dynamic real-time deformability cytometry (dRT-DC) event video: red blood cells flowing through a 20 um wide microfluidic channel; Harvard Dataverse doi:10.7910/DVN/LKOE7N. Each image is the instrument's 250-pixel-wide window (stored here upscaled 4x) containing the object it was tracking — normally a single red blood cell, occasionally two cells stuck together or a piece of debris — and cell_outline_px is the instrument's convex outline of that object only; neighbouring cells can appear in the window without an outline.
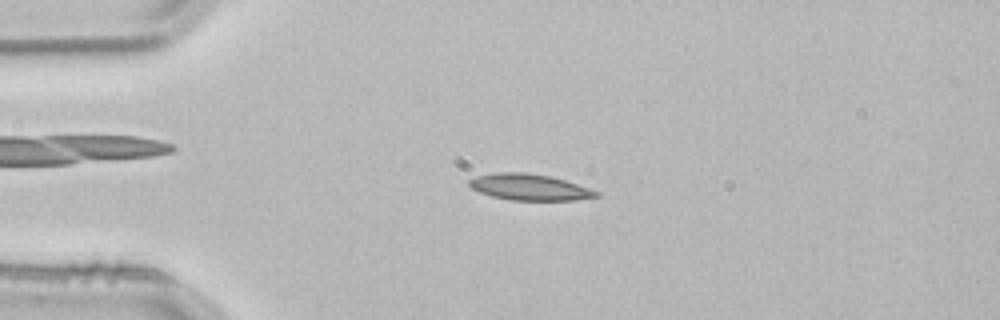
{"species": "common noctule bat (a hibernating species)", "species_latin": "Nyctalus noctula", "temperature_condition": "room temperature", "stored_images_in_passage": 4, "camera_frame_rate_fps": 3000, "um_per_image_px": 0.085, "animal": {"sex": "male", "body_mass_g": 21.5, "forearm_length_mm": 52.0}, "frame": {"image": 1, "passage_image": 3, "time_ms": 0.667, "image_size_px": [1000, 320], "cell_outline_px": [[600, 196], [576, 200], [512, 200], [492, 196], [480, 192], [472, 188], [468, 184], [468, 180], [476, 176], [496, 172], [524, 172], [548, 176], [564, 180], [600, 192]], "centroid_in_image_um": [44.99, 15.91], "position_along_channel_um": 40.0, "area_um2": 19.25}}
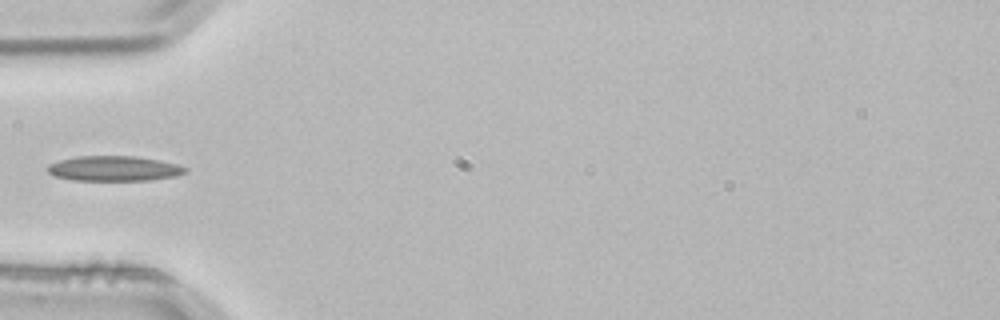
{"frame": {"image": 2, "passage_image": 4, "time_ms": 1.0, "image_size_px": [1000, 320], "cell_outline_px": [[188, 172], [176, 176], [152, 180], [72, 180], [52, 176], [48, 172], [48, 164], [60, 160], [76, 156], [136, 156], [160, 160], [180, 164], [188, 168]], "centroid_in_image_um": [9.73, 14.32], "position_along_channel_um": 75.3, "area_um2": 20.4}}